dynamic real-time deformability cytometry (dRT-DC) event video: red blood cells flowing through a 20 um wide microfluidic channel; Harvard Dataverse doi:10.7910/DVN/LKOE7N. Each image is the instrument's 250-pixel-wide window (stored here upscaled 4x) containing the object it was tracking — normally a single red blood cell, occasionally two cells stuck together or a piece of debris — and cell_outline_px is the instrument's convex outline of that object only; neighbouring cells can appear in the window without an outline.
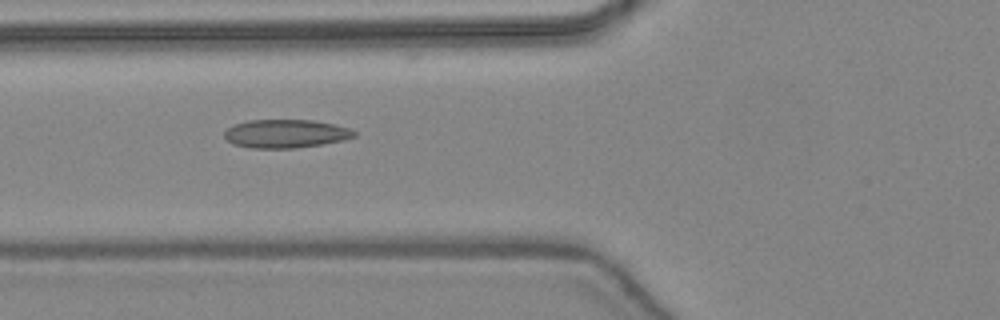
{"species": "common noctule bat (a hibernating species)", "species_latin": "Nyctalus noctula", "temperature_condition": "warm", "stored_images_in_passage": 31, "camera_frame_rate_fps": 3000, "um_per_image_px": 0.085, "animal": {"sex": "female", "body_mass_g": 24.6, "forearm_length_mm": 56.2}, "frame": {"image": 1, "passage_image": 3, "time_ms": 0.667, "image_size_px": [1000, 320], "cell_outline_px": [[356, 136], [344, 140], [296, 148], [252, 148], [232, 144], [224, 136], [224, 132], [228, 128], [236, 124], [248, 120], [316, 120], [348, 128], [356, 132]], "centroid_in_image_um": [24.28, 11.36], "position_along_channel_um": 101.5, "area_um2": 21.39}}
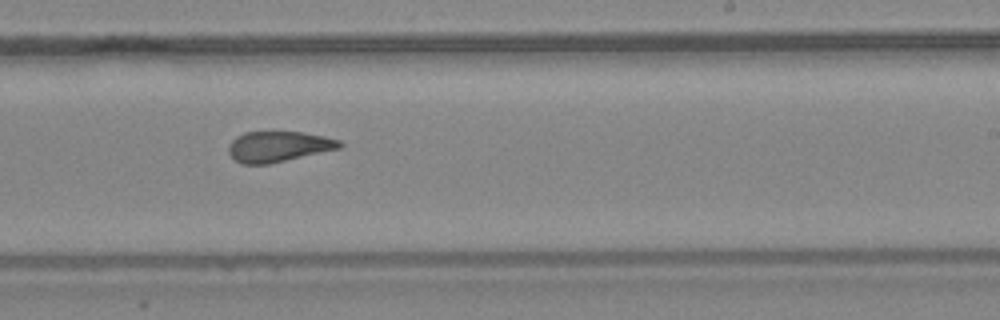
{"frame": {"image": 2, "passage_image": 14, "time_ms": 4.333, "image_size_px": [1000, 320], "cell_outline_px": [[344, 144], [340, 148], [268, 164], [240, 164], [228, 152], [228, 144], [236, 136], [244, 132], [304, 132], [324, 136], [340, 140]], "centroid_in_image_um": [23.65, 12.45], "position_along_channel_um": 265.3, "area_um2": 19.77}}
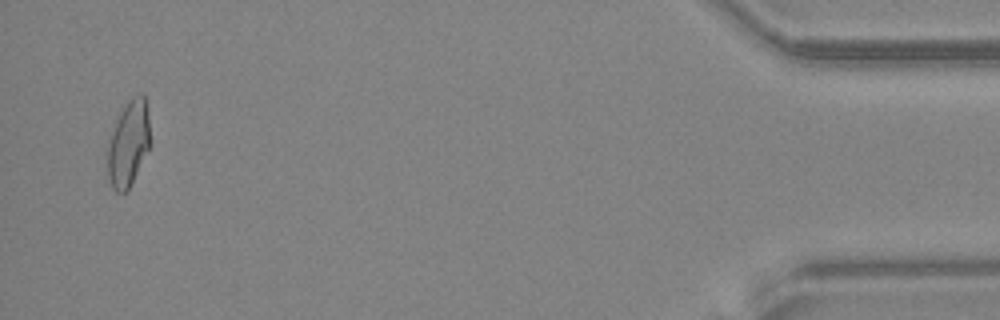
{"frame": {"image": 3, "passage_image": 30, "time_ms": 9.667, "image_size_px": [1000, 320], "cell_outline_px": [[152, 144], [128, 192], [116, 192], [112, 188], [108, 176], [108, 148], [112, 132], [116, 120], [128, 100], [132, 96], [140, 92], [144, 92], [148, 116]], "centroid_in_image_um": [10.96, 12.21], "position_along_channel_um": 424.2, "area_um2": 21.62}, "authors_computed_cell_mechanics": {"area_um2": 20.808, "velocity_mm_per_s": 4.4628, "shape_relaxation_time_tau1_ms": null, "shape_relaxation_time_tau2_ms": 1.9546, "deformation_change_tau1": null, "deformation_change_tau2": 0.0884}}